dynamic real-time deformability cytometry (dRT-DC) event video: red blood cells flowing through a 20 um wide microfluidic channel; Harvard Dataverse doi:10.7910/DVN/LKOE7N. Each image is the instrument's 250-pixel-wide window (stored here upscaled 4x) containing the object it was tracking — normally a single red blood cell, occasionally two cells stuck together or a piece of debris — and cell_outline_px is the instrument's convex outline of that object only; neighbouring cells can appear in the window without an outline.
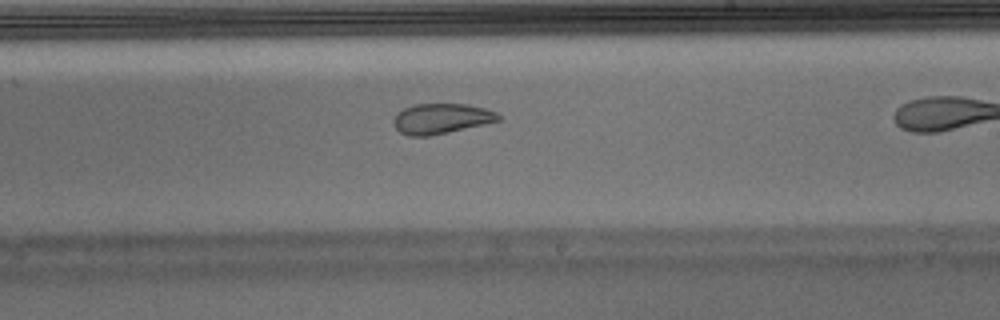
{"species": "Egyptian fruit bat (a non-hibernating species)", "species_latin": "Rousettus aegyptiacus", "temperature_condition": "warm", "stored_images_in_passage": 36, "camera_frame_rate_fps": 3000, "um_per_image_px": 0.085, "animal": {"sex": "male"}, "frame": {"image": 1, "passage_image": 26, "time_ms": 8.333, "image_size_px": [1000, 320], "cell_outline_px": [[500, 120], [448, 132], [428, 136], [408, 136], [400, 132], [392, 124], [392, 120], [396, 112], [404, 108], [416, 104], [464, 104], [484, 108], [496, 112], [500, 116]], "centroid_in_image_um": [37.44, 10.08], "position_along_channel_um": 251.6, "area_um2": 18.38}}